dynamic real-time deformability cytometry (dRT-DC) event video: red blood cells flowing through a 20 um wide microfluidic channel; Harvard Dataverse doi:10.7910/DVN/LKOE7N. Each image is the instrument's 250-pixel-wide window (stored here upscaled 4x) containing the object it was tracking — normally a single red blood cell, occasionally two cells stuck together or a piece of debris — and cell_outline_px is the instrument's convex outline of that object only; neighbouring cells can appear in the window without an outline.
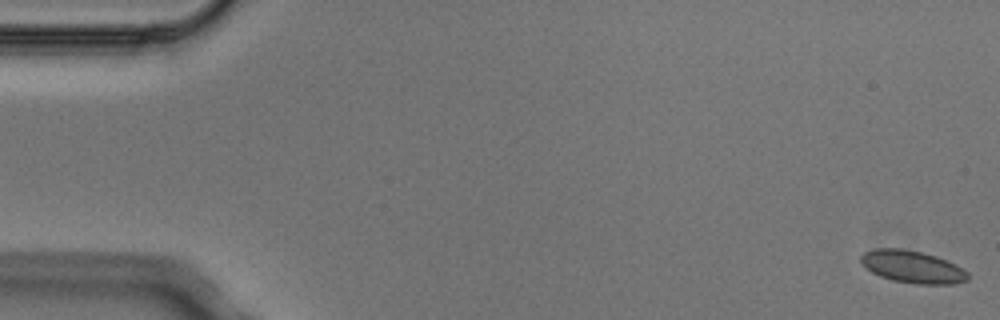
{"species": "Egyptian fruit bat (a non-hibernating species)", "species_latin": "Rousettus aegyptiacus", "temperature_condition": "cold", "stored_images_in_passage": 6, "camera_frame_rate_fps": 3000, "um_per_image_px": 0.085, "animal": {"sex": "male"}, "frame": {"image": 1, "passage_image": 1, "time_ms": 0.0, "image_size_px": [1000, 320], "cell_outline_px": [[968, 280], [956, 284], [916, 284], [892, 280], [880, 276], [872, 272], [860, 260], [860, 256], [864, 252], [876, 248], [900, 248], [920, 252], [936, 256], [968, 272]], "centroid_in_image_um": [77.54, 22.69], "position_along_channel_um": 7.5, "area_um2": 19.88}}